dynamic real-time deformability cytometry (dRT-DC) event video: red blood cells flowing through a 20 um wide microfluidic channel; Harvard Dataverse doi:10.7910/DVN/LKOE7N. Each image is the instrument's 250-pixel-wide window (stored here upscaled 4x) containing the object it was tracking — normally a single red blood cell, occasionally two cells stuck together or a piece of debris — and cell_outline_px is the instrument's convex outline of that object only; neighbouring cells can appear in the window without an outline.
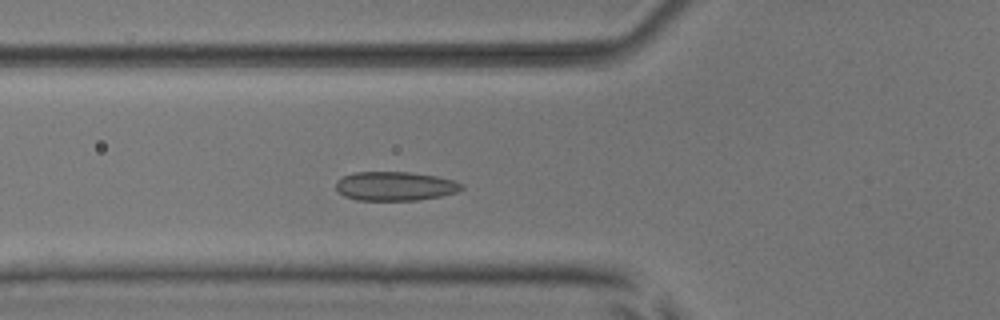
{"species": "common noctule bat (a hibernating species)", "species_latin": "Nyctalus noctula", "temperature_condition": "room temperature", "stored_images_in_passage": 51, "camera_frame_rate_fps": 3000, "um_per_image_px": 0.085, "animal": {"sex": "male", "body_mass_g": 17.9, "forearm_length_mm": 54.2}, "frame": {"image": 1, "passage_image": 17, "time_ms": 5.333, "image_size_px": [1000, 320], "cell_outline_px": [[464, 188], [456, 192], [440, 196], [416, 200], [356, 200], [344, 196], [336, 188], [336, 180], [344, 176], [356, 172], [408, 172], [436, 176], [452, 180], [464, 184]], "centroid_in_image_um": [33.58, 15.82], "position_along_channel_um": 92.2, "area_um2": 21.15}}
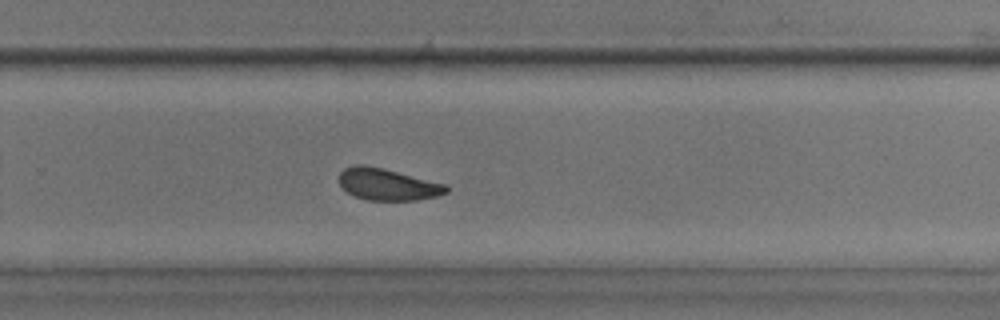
{"frame": {"image": 2, "passage_image": 33, "time_ms": 10.667, "image_size_px": [1000, 320], "cell_outline_px": [[448, 192], [436, 196], [416, 200], [368, 200], [356, 196], [348, 192], [340, 184], [340, 172], [344, 168], [356, 164], [364, 164], [384, 168], [448, 184]], "centroid_in_image_um": [32.98, 15.65], "position_along_channel_um": 296.8, "area_um2": 19.88}}
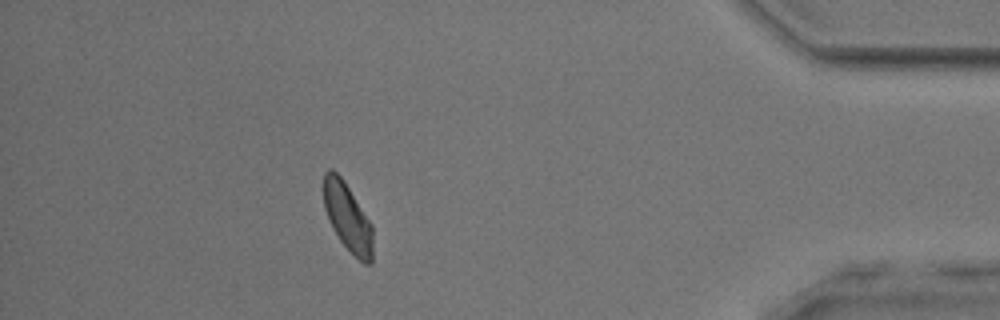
{"frame": {"image": 3, "passage_image": 45, "time_ms": 14.667, "image_size_px": [1000, 320], "cell_outline_px": [[372, 264], [364, 264], [340, 240], [324, 208], [324, 172], [328, 168], [332, 168], [344, 180], [372, 224]], "centroid_in_image_um": [29.56, 18.43], "position_along_channel_um": 405.6, "area_um2": 19.13}, "authors_computed_cell_mechanics": {"area_um2": 20.2878, "velocity_mm_per_s": 3.8475, "shape_relaxation_time_tau1_ms": 4.4085, "shape_relaxation_time_tau2_ms": 2.214, "deformation_change_tau1": 0.0848, "deformation_change_tau2": 0.0667}}